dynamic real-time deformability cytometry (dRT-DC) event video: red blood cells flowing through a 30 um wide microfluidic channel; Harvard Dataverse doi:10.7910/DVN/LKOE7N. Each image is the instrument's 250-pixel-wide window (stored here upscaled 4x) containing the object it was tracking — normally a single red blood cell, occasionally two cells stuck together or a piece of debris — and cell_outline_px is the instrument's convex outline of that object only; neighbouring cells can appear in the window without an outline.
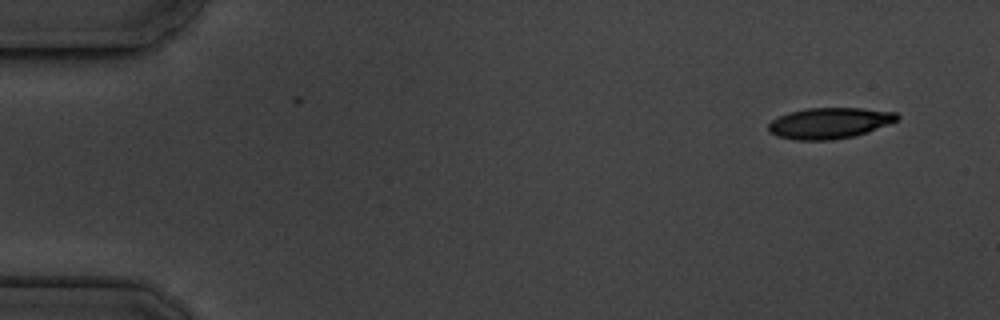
{"species": "common noctule bat (a hibernating species)", "species_latin": "Nyctalus noctula", "temperature_condition": "cold", "stored_images_in_passage": 2, "camera_frame_rate_fps": 3000, "um_per_image_px": 0.085, "animal": {"sex": "male", "body_mass_g": 19.5, "forearm_length_mm": 54.6}, "frame": {"image": 1, "passage_image": 2, "time_ms": 1.333, "image_size_px": [1000, 320], "cell_outline_px": [[900, 120], [856, 136], [832, 140], [796, 140], [776, 136], [768, 132], [768, 124], [772, 120], [788, 112], [804, 108], [860, 108], [896, 112], [900, 116]], "centroid_in_image_um": [70.51, 10.46], "position_along_channel_um": 14.5, "area_um2": 23.47}}